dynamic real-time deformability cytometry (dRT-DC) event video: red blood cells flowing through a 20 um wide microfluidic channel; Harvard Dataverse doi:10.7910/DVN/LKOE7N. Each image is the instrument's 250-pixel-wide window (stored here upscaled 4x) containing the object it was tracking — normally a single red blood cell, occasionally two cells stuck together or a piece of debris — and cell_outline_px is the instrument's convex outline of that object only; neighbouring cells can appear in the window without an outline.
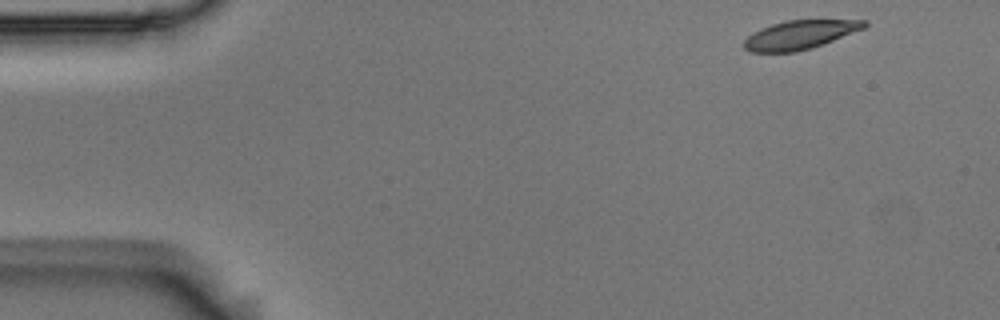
{"species": "Egyptian fruit bat (a non-hibernating species)", "species_latin": "Rousettus aegyptiacus", "temperature_condition": "room temperature", "stored_images_in_passage": 5, "segment_of_instrument_passage": [2, 2], "camera_frame_rate_fps": 3000, "um_per_image_px": 0.085, "animal": {"sex": "male"}, "frame": {"image": 1, "passage_image": 5, "time_ms": 1.333, "image_size_px": [1000, 320], "cell_outline_px": [[868, 24], [864, 28], [824, 44], [812, 48], [796, 52], [748, 52], [744, 48], [744, 40], [752, 32], [760, 28], [772, 24], [788, 20], [868, 20]], "centroid_in_image_um": [67.97, 2.96], "position_along_channel_um": 17.0, "area_um2": 20.23}}